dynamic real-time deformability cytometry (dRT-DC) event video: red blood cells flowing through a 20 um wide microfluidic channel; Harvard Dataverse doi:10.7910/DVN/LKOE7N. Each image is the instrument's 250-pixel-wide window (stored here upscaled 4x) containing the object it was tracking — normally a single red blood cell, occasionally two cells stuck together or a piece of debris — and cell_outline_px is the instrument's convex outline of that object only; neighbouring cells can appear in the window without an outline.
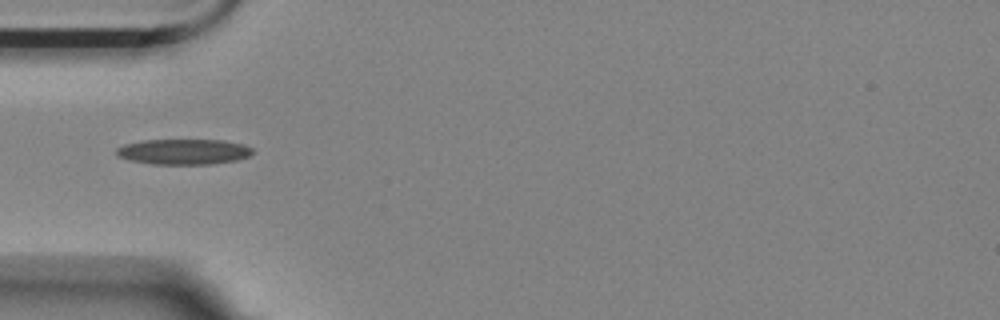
{"species": "Egyptian fruit bat (a non-hibernating species)", "species_latin": "Rousettus aegyptiacus", "temperature_condition": "room temperature", "stored_images_in_passage": 6, "camera_frame_rate_fps": 3000, "um_per_image_px": 0.085, "animal": {"sex": "female"}, "frame": {"image": 1, "passage_image": 5, "time_ms": 5.333, "image_size_px": [1000, 320], "cell_outline_px": [[252, 152], [248, 156], [236, 160], [208, 164], [152, 164], [128, 160], [116, 156], [116, 148], [124, 144], [144, 140], [224, 140], [244, 144], [252, 148]], "centroid_in_image_um": [15.57, 12.89], "position_along_channel_um": 69.4, "area_um2": 20.23}}
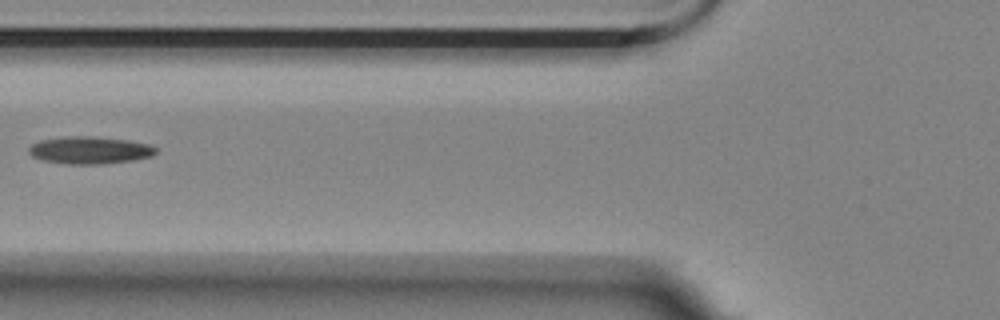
{"frame": {"image": 2, "passage_image": 6, "time_ms": 6.667, "image_size_px": [1000, 320], "cell_outline_px": [[156, 152], [152, 156], [132, 160], [100, 164], [68, 164], [44, 160], [32, 156], [28, 152], [28, 148], [32, 144], [40, 140], [64, 136], [92, 136], [128, 140], [148, 144], [156, 148]], "centroid_in_image_um": [7.61, 12.76], "position_along_channel_um": 118.2, "area_um2": 20.17}}